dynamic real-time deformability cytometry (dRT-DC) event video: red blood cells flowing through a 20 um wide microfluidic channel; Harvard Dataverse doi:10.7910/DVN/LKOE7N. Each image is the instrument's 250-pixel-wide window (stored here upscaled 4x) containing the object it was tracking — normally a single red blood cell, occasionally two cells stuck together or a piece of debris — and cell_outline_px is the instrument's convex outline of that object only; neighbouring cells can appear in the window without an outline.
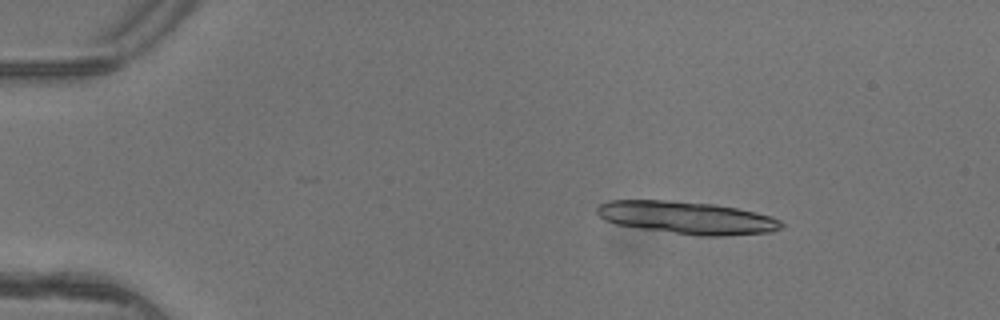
{"species": "common noctule bat (a hibernating species)", "species_latin": "Nyctalus noctula", "temperature_condition": "warm", "stored_images_in_passage": 5, "camera_frame_rate_fps": 3000, "um_per_image_px": 0.085, "animal": {"sex": "female"}, "frame": {"image": 1, "passage_image": 2, "time_ms": 0.333, "image_size_px": [1000, 320], "cell_outline_px": [[784, 228], [772, 232], [724, 236], [700, 236], [640, 228], [616, 224], [604, 220], [596, 212], [596, 208], [600, 204], [608, 200], [668, 200], [716, 204], [736, 208], [772, 216], [780, 220], [784, 224]], "centroid_in_image_um": [58.42, 18.5], "position_along_channel_um": 26.6, "area_um2": 35.2}}
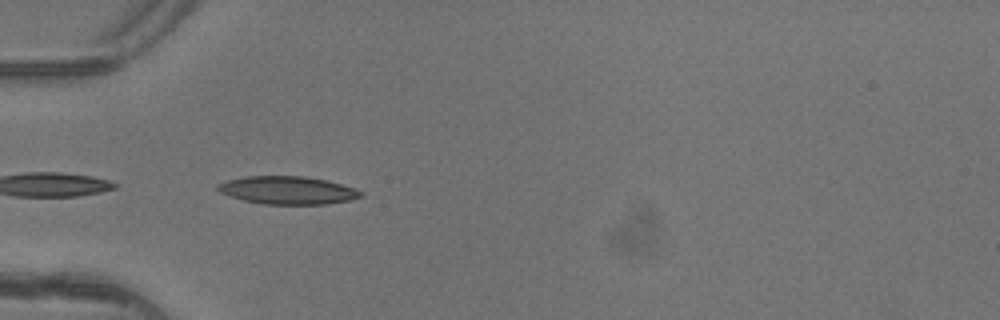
{"frame": {"image": 2, "passage_image": 4, "time_ms": 1.0, "image_size_px": [1000, 320], "cell_outline_px": [[364, 196], [352, 200], [324, 204], [260, 204], [244, 200], [220, 192], [216, 188], [216, 184], [228, 180], [244, 176], [304, 176], [324, 180], [356, 188]], "centroid_in_image_um": [24.44, 16.17], "position_along_channel_um": 60.6, "area_um2": 23.18}}
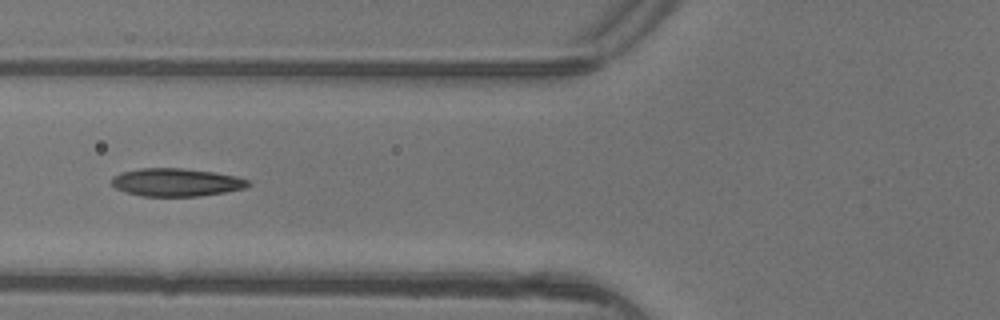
{"frame": {"image": 3, "passage_image": 5, "time_ms": 1.333, "image_size_px": [1000, 320], "cell_outline_px": [[252, 184], [244, 188], [224, 192], [200, 196], [144, 196], [128, 192], [116, 188], [112, 184], [112, 176], [120, 172], [140, 168], [180, 168], [216, 172], [236, 176], [248, 180]], "centroid_in_image_um": [14.99, 15.48], "position_along_channel_um": 110.8, "area_um2": 22.2}}